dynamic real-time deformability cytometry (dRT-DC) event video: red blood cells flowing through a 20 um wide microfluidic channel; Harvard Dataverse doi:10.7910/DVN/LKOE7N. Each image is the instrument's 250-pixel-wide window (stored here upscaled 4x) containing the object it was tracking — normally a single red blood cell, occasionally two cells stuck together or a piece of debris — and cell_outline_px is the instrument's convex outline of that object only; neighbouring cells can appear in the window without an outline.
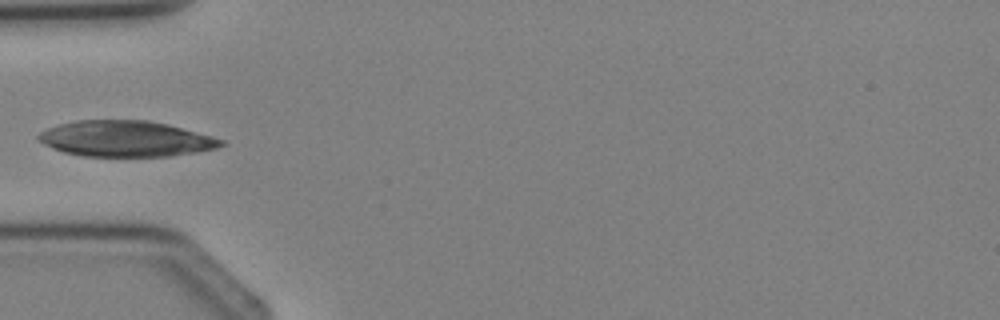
{"species": "Egyptian fruit bat (a non-hibernating species)", "species_latin": "Rousettus aegyptiacus", "temperature_condition": "cold", "stored_images_in_passage": 4, "camera_frame_rate_fps": 3000, "um_per_image_px": 0.085, "animal": {"sex": "female"}, "frame": {"image": 1, "passage_image": 4, "time_ms": 3.667, "image_size_px": [1000, 320], "cell_outline_px": [[224, 144], [216, 148], [196, 152], [168, 156], [84, 156], [64, 152], [52, 148], [36, 140], [36, 136], [40, 132], [48, 128], [60, 124], [76, 120], [148, 120], [168, 124], [212, 136], [224, 140]], "centroid_in_image_um": [10.66, 11.79], "position_along_channel_um": 74.3, "area_um2": 38.09}}